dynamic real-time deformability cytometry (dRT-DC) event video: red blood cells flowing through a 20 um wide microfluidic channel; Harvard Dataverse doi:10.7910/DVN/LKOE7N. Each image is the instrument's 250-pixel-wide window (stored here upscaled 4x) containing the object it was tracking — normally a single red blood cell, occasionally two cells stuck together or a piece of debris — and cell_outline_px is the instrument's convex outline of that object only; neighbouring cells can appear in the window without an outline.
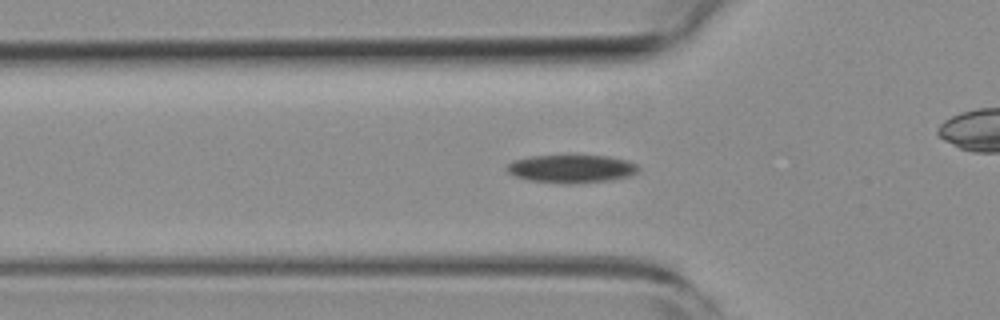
{"species": "common noctule bat (a hibernating species)", "species_latin": "Nyctalus noctula", "temperature_condition": "room temperature", "stored_images_in_passage": 51, "camera_frame_rate_fps": 3000, "um_per_image_px": 0.085, "animal": {"sex": "female", "body_mass_g": 19.3, "forearm_length_mm": 54.1}, "frame": {"image": 1, "passage_image": 18, "time_ms": 5.667, "image_size_px": [1000, 320], "cell_outline_px": [[640, 168], [636, 172], [628, 176], [612, 180], [576, 184], [564, 184], [528, 180], [516, 176], [508, 172], [504, 168], [508, 164], [516, 160], [532, 156], [608, 156], [628, 160], [636, 164]], "centroid_in_image_um": [48.59, 14.36], "position_along_channel_um": 77.2, "area_um2": 21.5}}
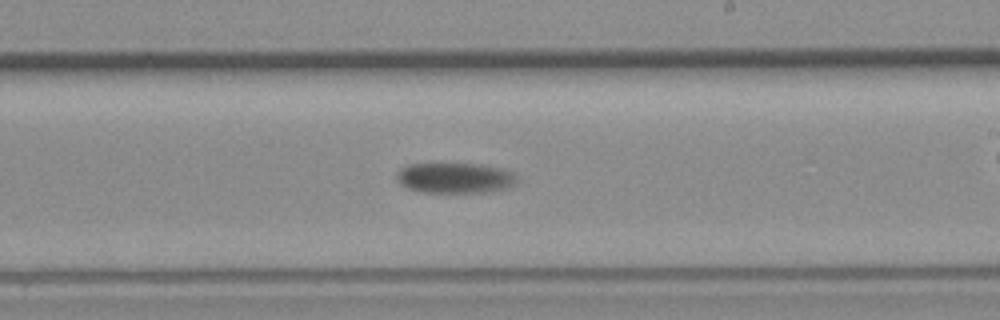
{"frame": {"image": 2, "passage_image": 32, "time_ms": 10.333, "image_size_px": [1000, 320], "cell_outline_px": [[516, 184], [508, 188], [488, 192], [420, 192], [408, 188], [400, 184], [396, 180], [396, 172], [404, 164], [432, 160], [480, 164], [504, 168], [512, 172], [516, 176]], "centroid_in_image_um": [38.59, 15.06], "position_along_channel_um": 250.4, "area_um2": 22.72}}
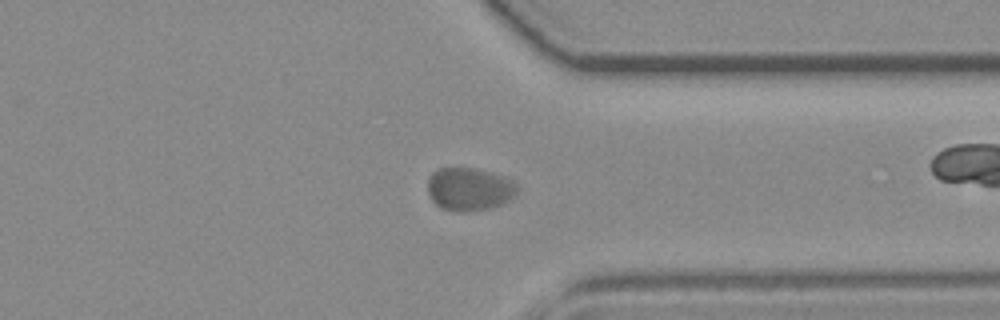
{"frame": {"image": 3, "passage_image": 42, "time_ms": 13.667, "image_size_px": [1000, 320], "cell_outline_px": [[520, 188], [516, 196], [504, 204], [492, 208], [464, 212], [456, 212], [440, 208], [432, 200], [428, 192], [428, 180], [432, 172], [440, 168], [472, 168], [492, 172], [512, 180]], "centroid_in_image_um": [39.93, 16.09], "position_along_channel_um": 371.5, "area_um2": 22.83}}